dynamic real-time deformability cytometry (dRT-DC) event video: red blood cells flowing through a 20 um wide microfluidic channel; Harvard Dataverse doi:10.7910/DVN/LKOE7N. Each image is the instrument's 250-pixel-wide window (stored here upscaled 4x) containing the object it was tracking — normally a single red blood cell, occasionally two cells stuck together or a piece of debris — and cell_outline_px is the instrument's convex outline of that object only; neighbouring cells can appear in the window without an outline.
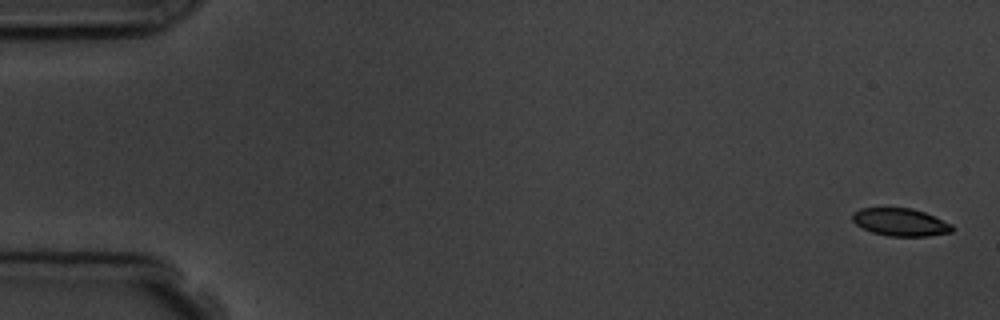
{"species": "common noctule bat (a hibernating species)", "species_latin": "Nyctalus noctula", "temperature_condition": "room temperature", "stored_images_in_passage": 5, "camera_frame_rate_fps": 3000, "um_per_image_px": 0.085, "animal": {"sex": "male", "body_mass_g": 19.5, "forearm_length_mm": 54.6}, "frame": {"image": 1, "passage_image": 1, "time_ms": 0.0, "image_size_px": [1000, 320], "cell_outline_px": [[952, 232], [928, 236], [888, 236], [872, 232], [856, 224], [852, 220], [852, 212], [860, 208], [912, 208], [924, 212], [952, 224]], "centroid_in_image_um": [76.52, 18.88], "position_along_channel_um": 8.5, "area_um2": 16.01}}
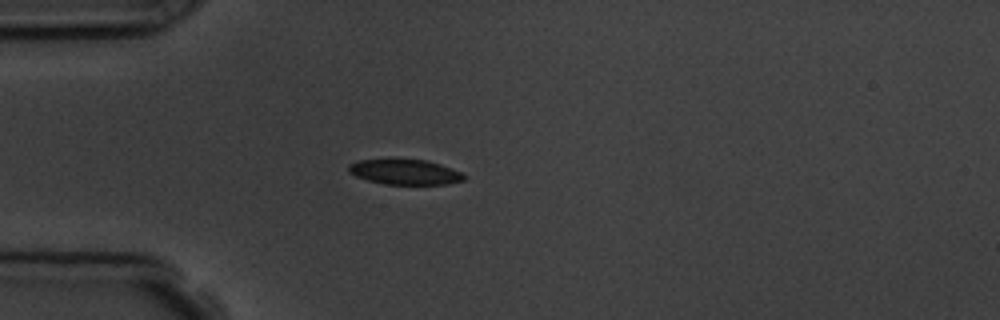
{"frame": {"image": 2, "passage_image": 5, "time_ms": 4.667, "image_size_px": [1000, 320], "cell_outline_px": [[468, 176], [464, 180], [448, 184], [384, 184], [368, 180], [356, 176], [348, 172], [348, 164], [360, 160], [392, 156], [428, 160], [440, 164], [460, 172]], "centroid_in_image_um": [34.38, 14.56], "position_along_channel_um": 50.6, "area_um2": 17.74}}